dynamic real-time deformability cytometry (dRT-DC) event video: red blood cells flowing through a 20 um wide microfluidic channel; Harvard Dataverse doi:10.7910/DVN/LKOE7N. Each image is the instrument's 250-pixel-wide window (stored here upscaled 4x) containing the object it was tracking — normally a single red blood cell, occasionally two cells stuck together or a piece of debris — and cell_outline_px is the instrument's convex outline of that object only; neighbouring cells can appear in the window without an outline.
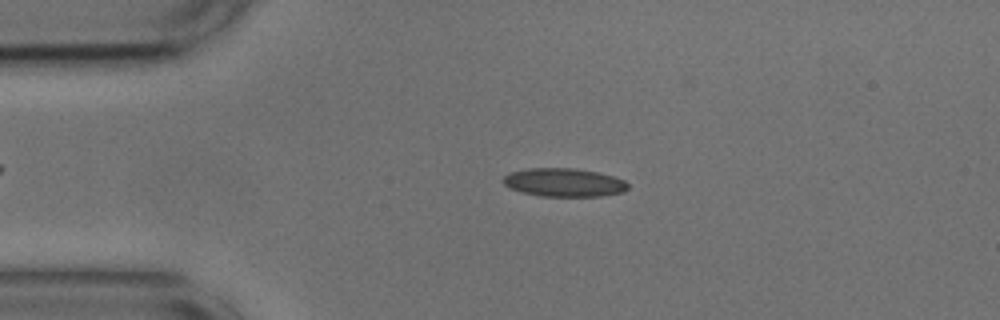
{"species": "common noctule bat (a hibernating species)", "species_latin": "Nyctalus noctula", "temperature_condition": "cold", "stored_images_in_passage": 50, "camera_frame_rate_fps": 3000, "um_per_image_px": 0.085, "animal": {"sex": "male", "body_mass_g": 17.9, "forearm_length_mm": 54.2}, "frame": {"image": 1, "passage_image": 7, "time_ms": 2.0, "image_size_px": [1000, 320], "cell_outline_px": [[628, 188], [624, 192], [600, 196], [540, 196], [520, 192], [504, 184], [504, 176], [512, 172], [528, 168], [572, 168], [596, 172], [612, 176], [624, 180], [628, 184]], "centroid_in_image_um": [47.95, 15.51], "position_along_channel_um": 37.0, "area_um2": 20.46}}
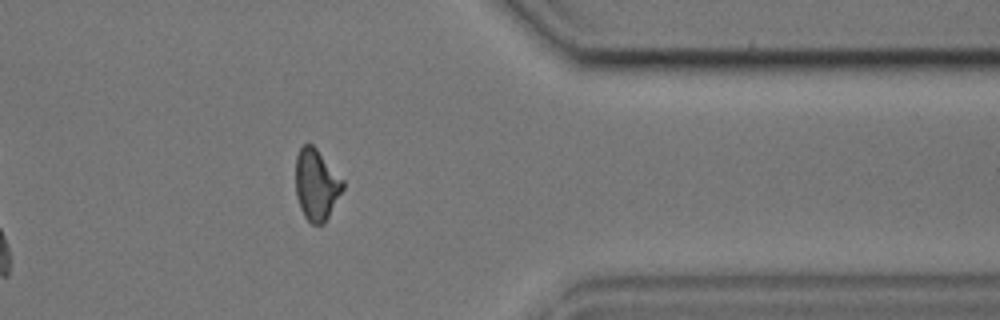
{"frame": {"image": 2, "passage_image": 39, "time_ms": 12.667, "image_size_px": [1000, 320], "cell_outline_px": [[344, 188], [324, 224], [312, 224], [304, 216], [300, 208], [296, 196], [296, 156], [300, 148], [304, 144], [312, 144], [316, 148], [344, 180]], "centroid_in_image_um": [26.89, 15.7], "position_along_channel_um": 384.5, "area_um2": 19.54}}
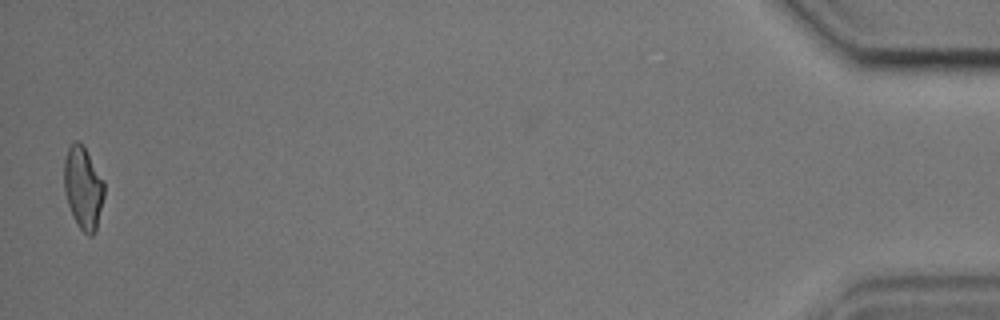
{"frame": {"image": 3, "passage_image": 49, "time_ms": 16.0, "image_size_px": [1000, 320], "cell_outline_px": [[104, 196], [96, 228], [92, 236], [88, 236], [76, 224], [68, 204], [64, 192], [64, 160], [68, 148], [76, 140], [80, 140], [104, 180]], "centroid_in_image_um": [7.06, 15.95], "position_along_channel_um": 428.1, "area_um2": 19.25}, "authors_computed_cell_mechanics": {"area_um2": 20.0277, "velocity_mm_per_s": 3.6591, "shape_relaxation_time_tau1_ms": 4.1122, "shape_relaxation_time_tau2_ms": 1.6832, "deformation_change_tau1": 0.1072, "deformation_change_tau2": 0.0779}}